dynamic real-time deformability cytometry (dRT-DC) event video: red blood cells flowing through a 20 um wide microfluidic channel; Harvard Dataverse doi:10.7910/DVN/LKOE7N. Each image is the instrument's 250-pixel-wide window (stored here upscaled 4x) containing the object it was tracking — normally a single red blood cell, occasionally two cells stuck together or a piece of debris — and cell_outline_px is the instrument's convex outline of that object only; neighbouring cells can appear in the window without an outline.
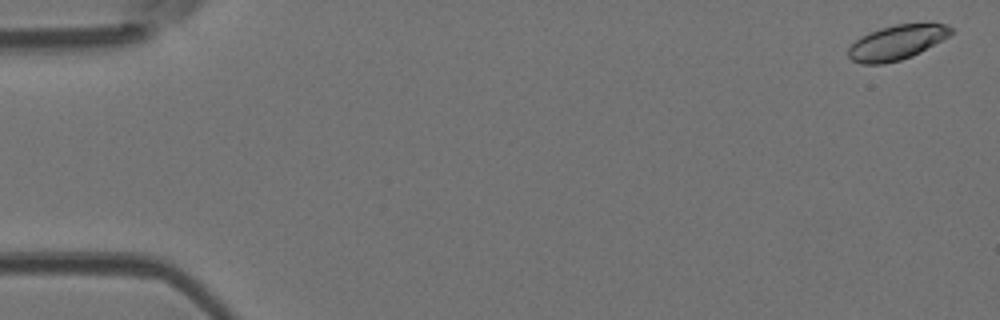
{"species": "Egyptian fruit bat (a non-hibernating species)", "species_latin": "Rousettus aegyptiacus", "temperature_condition": "room temperature", "stored_images_in_passage": 5, "camera_frame_rate_fps": 3000, "um_per_image_px": 0.085, "animal": {"sex": "female"}, "frame": {"image": 1, "passage_image": 1, "time_ms": 0.0, "image_size_px": [1000, 320], "cell_outline_px": [[952, 32], [948, 36], [920, 52], [912, 56], [900, 60], [884, 64], [860, 64], [852, 60], [848, 56], [848, 48], [860, 36], [880, 28], [896, 24], [944, 24], [952, 28]], "centroid_in_image_um": [76.17, 3.62], "position_along_channel_um": 8.8, "area_um2": 20.46}}
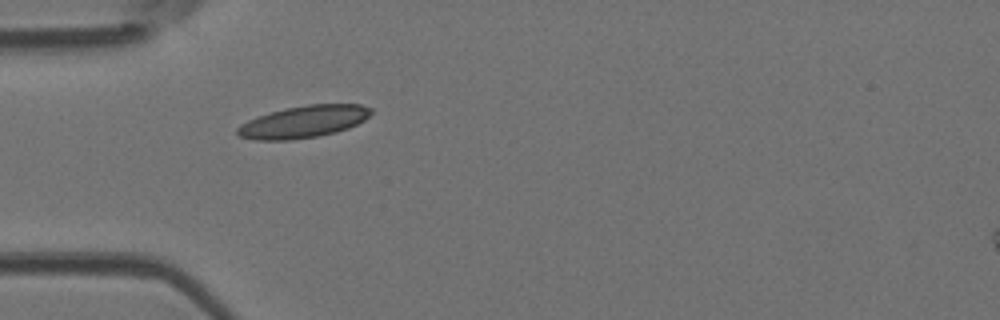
{"frame": {"image": 2, "passage_image": 5, "time_ms": 1.333, "image_size_px": [1000, 320], "cell_outline_px": [[372, 112], [364, 120], [348, 128], [336, 132], [316, 136], [288, 140], [256, 140], [240, 136], [236, 132], [236, 128], [240, 124], [248, 120], [284, 108], [308, 104], [360, 104], [372, 108]], "centroid_in_image_um": [25.81, 10.34], "position_along_channel_um": 59.2, "area_um2": 24.8}}